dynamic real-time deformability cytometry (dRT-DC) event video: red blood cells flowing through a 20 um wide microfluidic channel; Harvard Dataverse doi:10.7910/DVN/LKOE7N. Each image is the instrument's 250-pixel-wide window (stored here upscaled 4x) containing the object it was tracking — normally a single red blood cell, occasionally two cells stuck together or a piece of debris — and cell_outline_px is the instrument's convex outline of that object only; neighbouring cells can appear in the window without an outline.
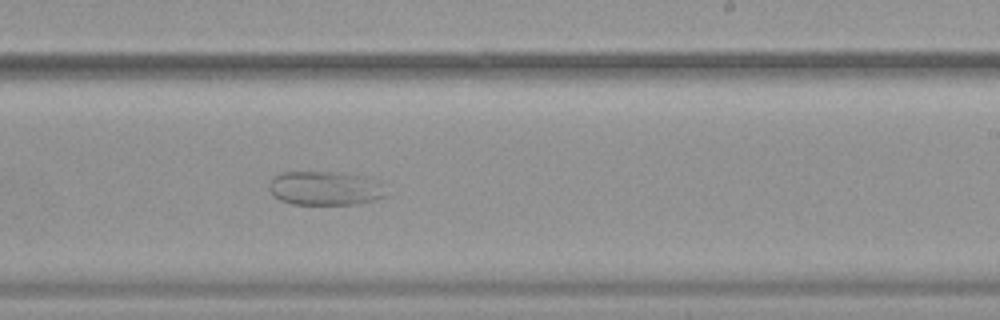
{"species": "common noctule bat (a hibernating species)", "species_latin": "Nyctalus noctula", "temperature_condition": "warm", "stored_images_in_passage": 30, "camera_frame_rate_fps": 3000, "um_per_image_px": 0.085, "animal": {"sex": "female", "body_mass_g": 19.9}, "frame": {"image": 1, "passage_image": 20, "time_ms": 6.333, "image_size_px": [1000, 320], "cell_outline_px": [[388, 196], [356, 204], [292, 204], [280, 200], [268, 188], [268, 184], [272, 176], [280, 172], [344, 172], [368, 176], [380, 180]], "centroid_in_image_um": [27.67, 15.98], "position_along_channel_um": 261.3, "area_um2": 23.64}}
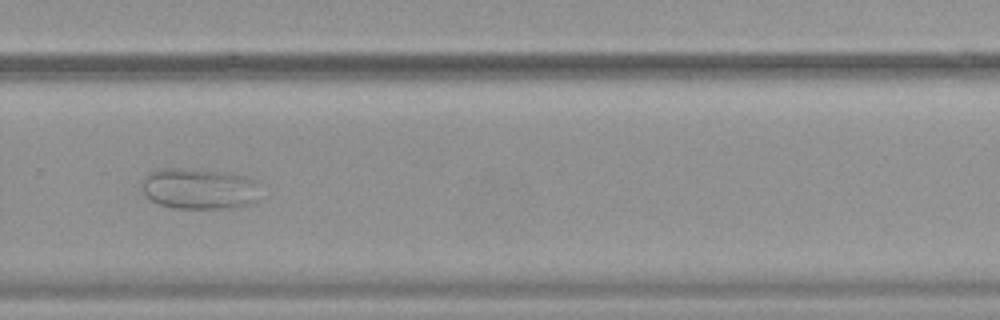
{"frame": {"image": 2, "passage_image": 24, "time_ms": 7.667, "image_size_px": [1000, 320], "cell_outline_px": [[260, 184], [256, 200], [252, 204], [232, 208], [172, 208], [160, 204], [152, 200], [144, 192], [140, 184], [144, 176], [148, 172], [164, 168], [188, 168], [228, 172], [248, 176], [256, 180]], "centroid_in_image_um": [16.96, 16.02], "position_along_channel_um": 312.8, "area_um2": 28.78}}